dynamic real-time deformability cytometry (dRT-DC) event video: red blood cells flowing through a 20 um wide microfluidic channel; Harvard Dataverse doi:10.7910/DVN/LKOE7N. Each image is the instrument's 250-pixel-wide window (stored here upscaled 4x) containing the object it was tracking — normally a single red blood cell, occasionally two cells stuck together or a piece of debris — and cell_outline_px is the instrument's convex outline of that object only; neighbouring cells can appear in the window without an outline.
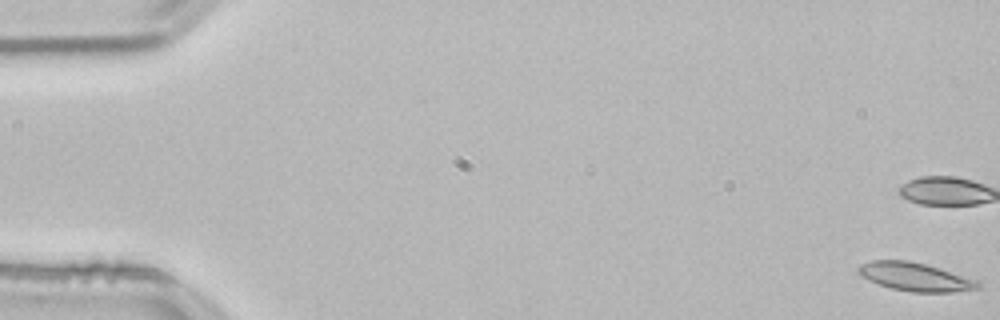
{"species": "common noctule bat (a hibernating species)", "species_latin": "Nyctalus noctula", "temperature_condition": "room temperature", "stored_images_in_passage": 11, "camera_frame_rate_fps": 3000, "um_per_image_px": 0.085, "animal": {"sex": "male", "body_mass_g": 21.5, "forearm_length_mm": 52.0}, "frame": {"image": 1, "passage_image": 1, "time_ms": 0.0, "image_size_px": [1000, 320], "cell_outline_px": [[980, 288], [952, 292], [912, 292], [892, 288], [880, 284], [856, 272], [856, 268], [860, 264], [872, 260], [908, 260], [940, 268], [976, 280], [980, 284]], "centroid_in_image_um": [77.78, 23.52], "position_along_channel_um": 7.2, "area_um2": 19.48}}